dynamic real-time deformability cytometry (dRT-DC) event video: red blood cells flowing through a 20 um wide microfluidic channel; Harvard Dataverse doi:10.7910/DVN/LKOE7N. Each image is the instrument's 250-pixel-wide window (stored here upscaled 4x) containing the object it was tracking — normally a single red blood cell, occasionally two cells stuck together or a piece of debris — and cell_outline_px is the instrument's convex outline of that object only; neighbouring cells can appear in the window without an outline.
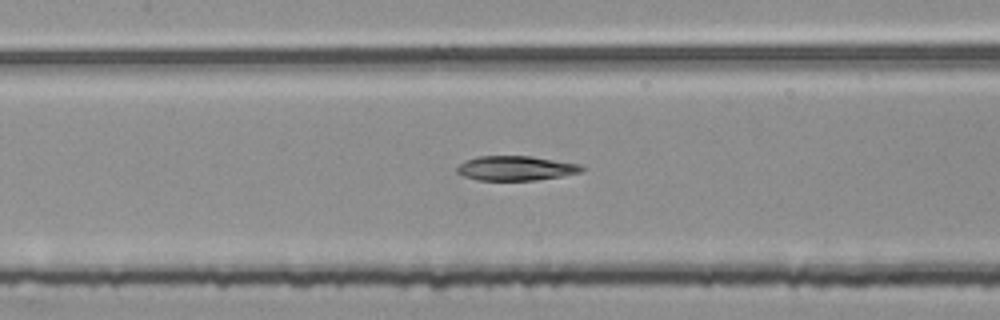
{"species": "common noctule bat (a hibernating species)", "species_latin": "Nyctalus noctula", "temperature_condition": "room temperature", "stored_images_in_passage": 42, "segment_of_instrument_passage": [2, 2], "camera_frame_rate_fps": 3000, "um_per_image_px": 0.085, "animal": {"sex": "female", "body_mass_g": 25.1}, "frame": {"image": 1, "passage_image": 13, "time_ms": 4.0, "image_size_px": [1000, 320], "cell_outline_px": [[584, 168], [580, 172], [560, 176], [536, 180], [476, 180], [464, 176], [456, 172], [456, 168], [460, 164], [476, 156], [532, 156], [580, 164]], "centroid_in_image_um": [43.82, 14.29], "position_along_channel_um": 163.6, "area_um2": 17.74}}
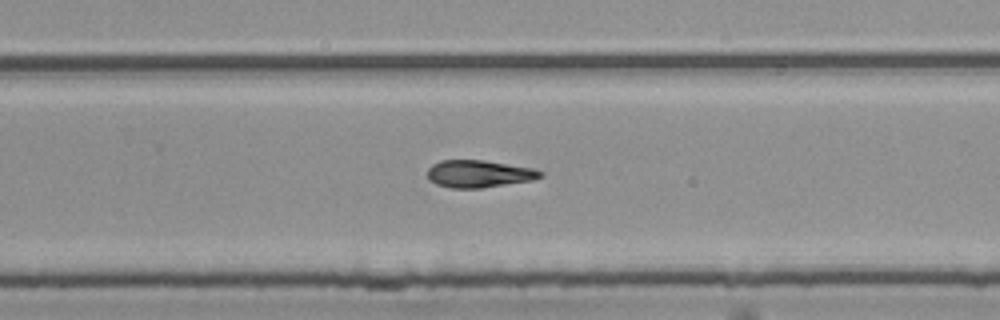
{"frame": {"image": 2, "passage_image": 23, "time_ms": 7.333, "image_size_px": [1000, 320], "cell_outline_px": [[544, 176], [532, 180], [480, 188], [452, 188], [436, 184], [428, 180], [428, 168], [432, 164], [440, 160], [484, 160], [532, 168], [544, 172]], "centroid_in_image_um": [40.69, 14.77], "position_along_channel_um": 289.1, "area_um2": 17.98}}
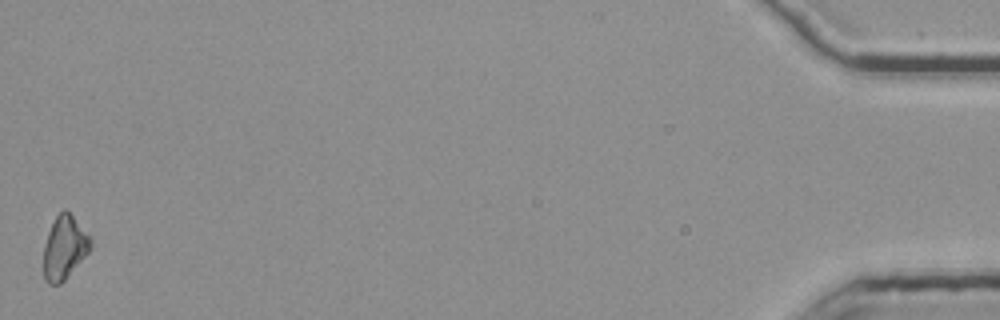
{"frame": {"image": 3, "passage_image": 42, "time_ms": 13.667, "image_size_px": [1000, 320], "cell_outline_px": [[92, 248], [64, 280], [60, 284], [48, 284], [44, 280], [44, 244], [48, 232], [56, 216], [64, 208], [92, 236]], "centroid_in_image_um": [5.49, 21.04], "position_along_channel_um": 429.7, "area_um2": 17.34}}